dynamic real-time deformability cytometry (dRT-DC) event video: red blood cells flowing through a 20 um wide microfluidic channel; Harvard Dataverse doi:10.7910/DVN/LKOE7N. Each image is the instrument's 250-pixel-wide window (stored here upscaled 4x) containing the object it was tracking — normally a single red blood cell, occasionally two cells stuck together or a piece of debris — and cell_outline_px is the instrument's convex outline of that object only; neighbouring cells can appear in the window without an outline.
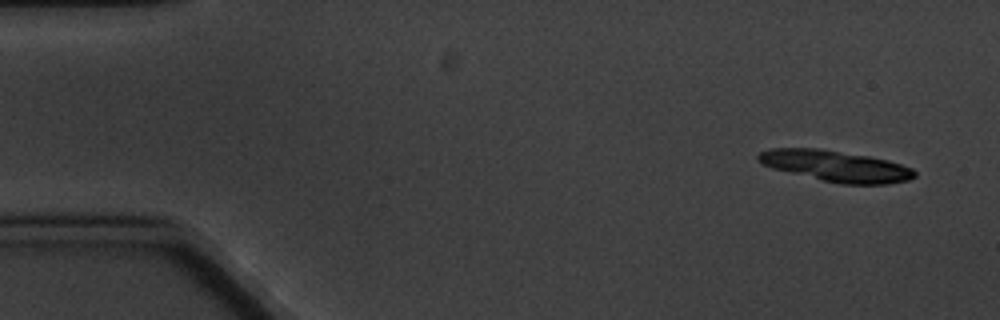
{"species": "common noctule bat (a hibernating species)", "species_latin": "Nyctalus noctula", "temperature_condition": "cold", "stored_images_in_passage": 5, "camera_frame_rate_fps": 3000, "um_per_image_px": 0.085, "animal": {"sex": "male", "body_mass_g": 20.1, "forearm_length_mm": 53.5}, "frame": {"image": 1, "passage_image": 1, "time_ms": 0.0, "image_size_px": [1000, 320], "cell_outline_px": [[916, 176], [908, 180], [888, 184], [840, 184], [772, 168], [756, 160], [756, 156], [760, 152], [768, 148], [820, 148], [868, 156], [888, 160], [912, 168], [916, 172]], "centroid_in_image_um": [71.04, 14.1], "position_along_channel_um": 14.0, "area_um2": 28.21}}